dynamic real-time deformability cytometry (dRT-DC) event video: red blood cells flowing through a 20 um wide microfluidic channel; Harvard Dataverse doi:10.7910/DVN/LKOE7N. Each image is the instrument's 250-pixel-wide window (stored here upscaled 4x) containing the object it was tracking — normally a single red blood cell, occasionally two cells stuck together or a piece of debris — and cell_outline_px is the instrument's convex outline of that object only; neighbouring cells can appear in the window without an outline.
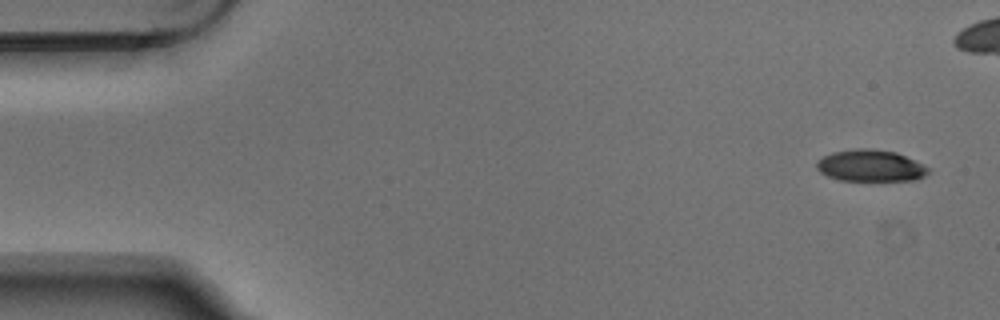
{"species": "Egyptian fruit bat (a non-hibernating species)", "species_latin": "Rousettus aegyptiacus", "temperature_condition": "warm", "stored_images_in_passage": 5, "camera_frame_rate_fps": 3000, "um_per_image_px": 0.085, "animal": {"sex": "male"}, "frame": {"image": 1, "passage_image": 1, "time_ms": 0.0, "image_size_px": [1000, 320], "cell_outline_px": [[928, 172], [924, 176], [916, 180], [840, 180], [828, 176], [820, 172], [816, 168], [816, 160], [832, 152], [856, 148], [872, 148], [896, 152], [928, 168]], "centroid_in_image_um": [73.93, 14.07], "position_along_channel_um": 11.1, "area_um2": 20.4}}